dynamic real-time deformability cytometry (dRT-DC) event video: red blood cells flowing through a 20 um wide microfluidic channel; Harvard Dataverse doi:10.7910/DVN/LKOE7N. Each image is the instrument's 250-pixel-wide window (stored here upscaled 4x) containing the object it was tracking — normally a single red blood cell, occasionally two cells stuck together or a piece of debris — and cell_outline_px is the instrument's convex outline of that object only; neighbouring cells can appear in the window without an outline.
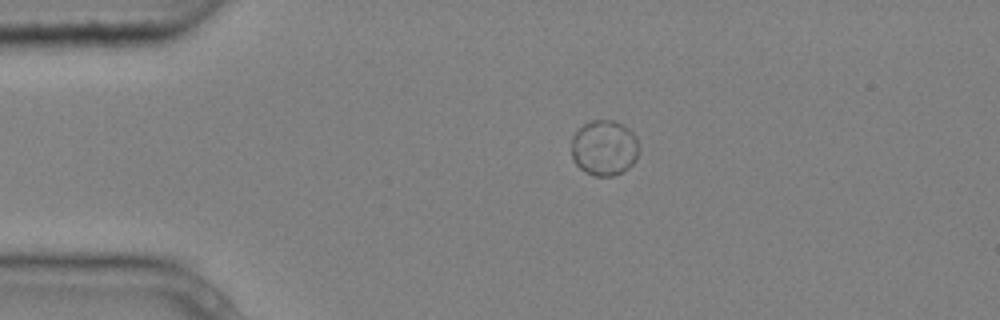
{"species": "common noctule bat (a hibernating species)", "species_latin": "Nyctalus noctula", "temperature_condition": "cold", "stored_images_in_passage": 2, "camera_frame_rate_fps": 3000, "um_per_image_px": 0.085, "animal": {"sex": "male", "body_mass_g": 20.4}, "frame": {"image": 1, "passage_image": 1, "time_ms": 0.0, "image_size_px": [1000, 320], "cell_outline_px": [[640, 152], [636, 160], [624, 172], [612, 176], [596, 176], [584, 172], [572, 160], [572, 136], [584, 124], [592, 120], [612, 120], [628, 128], [636, 136], [640, 148]], "centroid_in_image_um": [51.38, 12.59], "position_along_channel_um": 33.6, "area_um2": 22.08}}
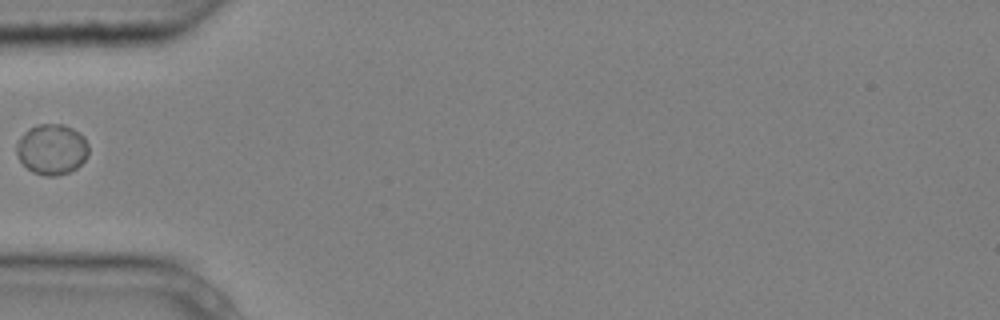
{"frame": {"image": 2, "passage_image": 2, "time_ms": 0.333, "image_size_px": [1000, 320], "cell_outline_px": [[88, 156], [76, 168], [68, 172], [56, 176], [44, 176], [32, 172], [20, 160], [16, 152], [16, 144], [20, 136], [28, 128], [36, 124], [64, 124], [72, 128], [84, 136], [88, 144]], "centroid_in_image_um": [4.4, 12.68], "position_along_channel_um": 80.6, "area_um2": 21.39}}